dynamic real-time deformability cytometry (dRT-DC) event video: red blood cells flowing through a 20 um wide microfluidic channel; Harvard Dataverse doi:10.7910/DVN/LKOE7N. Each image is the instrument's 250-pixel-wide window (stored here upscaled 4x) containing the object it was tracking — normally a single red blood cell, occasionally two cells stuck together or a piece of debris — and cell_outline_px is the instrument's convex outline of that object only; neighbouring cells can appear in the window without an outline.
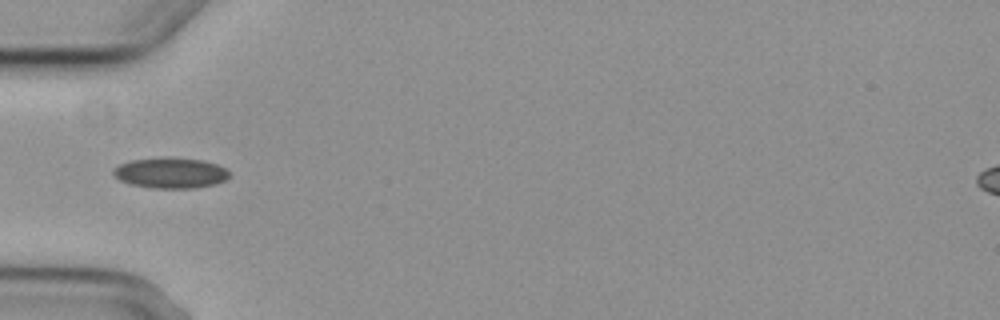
{"species": "common noctule bat (a hibernating species)", "species_latin": "Nyctalus noctula", "temperature_condition": "cold", "stored_images_in_passage": 9, "camera_frame_rate_fps": 3000, "um_per_image_px": 0.085, "animal": {"sex": "female", "body_mass_g": 29.2, "forearm_length_mm": 56.3}, "frame": {"image": 1, "passage_image": 6, "time_ms": 6.333, "image_size_px": [1000, 320], "cell_outline_px": [[228, 176], [224, 180], [216, 184], [192, 188], [152, 188], [132, 184], [120, 180], [112, 172], [112, 168], [128, 160], [164, 156], [200, 160], [216, 164], [224, 168], [228, 172]], "centroid_in_image_um": [14.44, 14.68], "position_along_channel_um": 70.6, "area_um2": 20.69}}
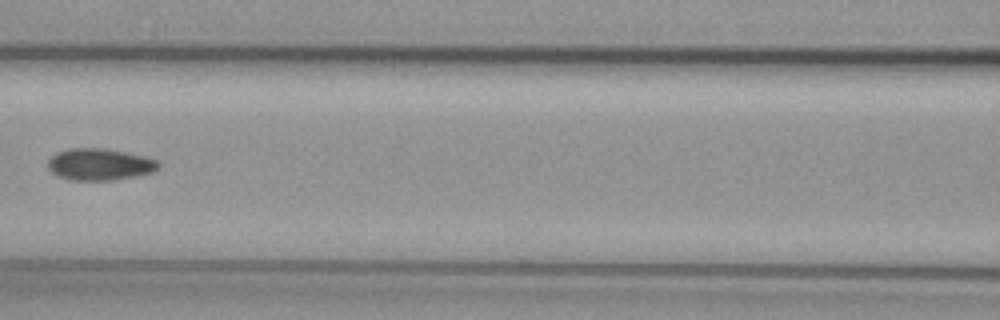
{"frame": {"image": 2, "passage_image": 8, "time_ms": 8.667, "image_size_px": [1000, 320], "cell_outline_px": [[160, 168], [152, 172], [136, 176], [112, 180], [68, 180], [56, 176], [48, 168], [48, 160], [56, 152], [68, 148], [104, 148], [144, 156], [156, 160], [160, 164]], "centroid_in_image_um": [8.44, 13.97], "position_along_channel_um": 158.2, "area_um2": 20.58}}
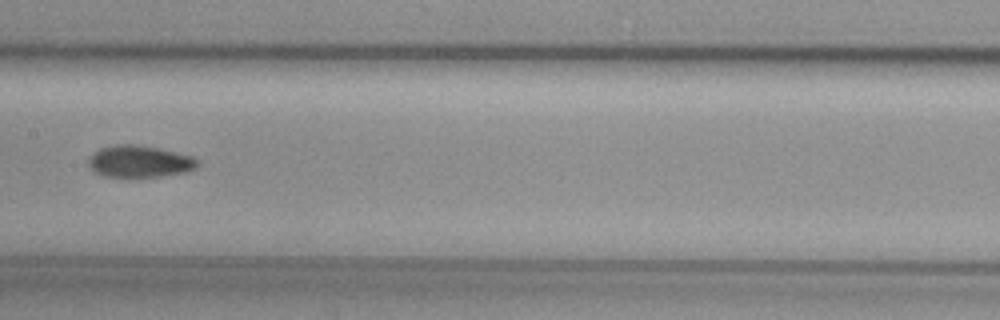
{"frame": {"image": 3, "passage_image": 9, "time_ms": 9.667, "image_size_px": [1000, 320], "cell_outline_px": [[200, 164], [196, 168], [188, 172], [160, 176], [100, 176], [88, 168], [88, 156], [100, 148], [112, 144], [136, 144], [160, 148], [192, 156], [200, 160]], "centroid_in_image_um": [11.85, 13.71], "position_along_channel_um": 195.6, "area_um2": 20.63}}